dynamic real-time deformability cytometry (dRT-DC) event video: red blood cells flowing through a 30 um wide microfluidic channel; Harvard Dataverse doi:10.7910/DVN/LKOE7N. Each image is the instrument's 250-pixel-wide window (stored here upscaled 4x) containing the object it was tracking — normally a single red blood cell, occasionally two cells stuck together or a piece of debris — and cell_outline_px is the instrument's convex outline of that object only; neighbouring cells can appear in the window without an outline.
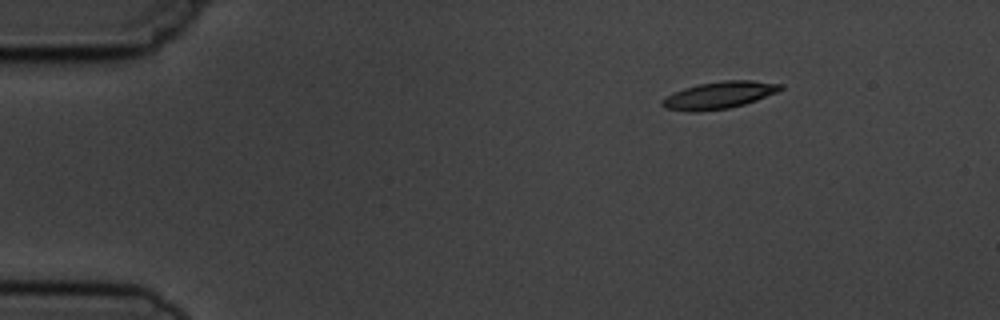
{"species": "common noctule bat (a hibernating species)", "species_latin": "Nyctalus noctula", "temperature_condition": "cold", "stored_images_in_passage": 9, "camera_frame_rate_fps": 3000, "um_per_image_px": 0.085, "animal": {"sex": "male", "body_mass_g": 19.5, "forearm_length_mm": 54.6}, "frame": {"image": 1, "passage_image": 1, "time_ms": 0.0, "image_size_px": [1000, 320], "cell_outline_px": [[784, 88], [776, 92], [756, 100], [744, 104], [728, 108], [696, 112], [688, 112], [664, 108], [660, 104], [660, 100], [684, 88], [700, 84], [724, 80], [752, 80], [784, 84]], "centroid_in_image_um": [61.12, 8.09], "position_along_channel_um": 23.9, "area_um2": 18.61}}
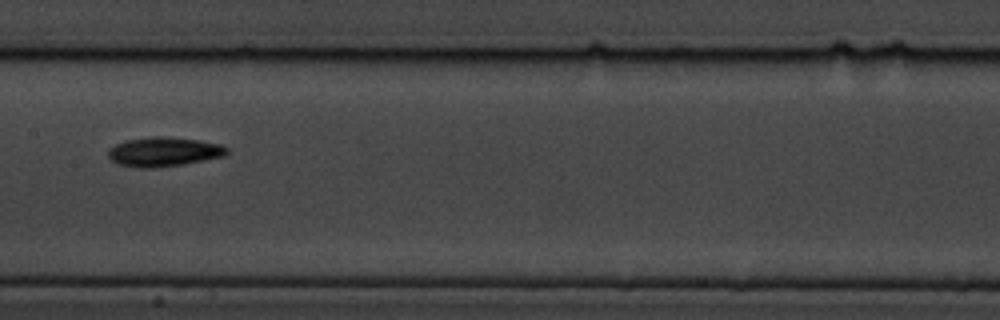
{"frame": {"image": 2, "passage_image": 6, "time_ms": 6.667, "image_size_px": [1000, 320], "cell_outline_px": [[228, 152], [224, 156], [184, 164], [152, 168], [144, 168], [120, 164], [112, 160], [108, 156], [108, 148], [116, 144], [128, 140], [152, 136], [160, 136], [200, 140], [220, 144], [228, 148]], "centroid_in_image_um": [13.94, 12.89], "position_along_channel_um": 193.5, "area_um2": 20.11}}
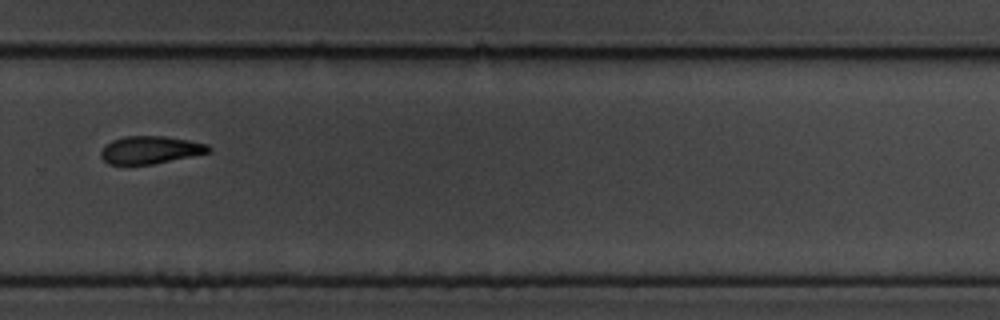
{"frame": {"image": 3, "passage_image": 9, "time_ms": 10.0, "image_size_px": [1000, 320], "cell_outline_px": [[212, 152], [152, 164], [108, 164], [100, 156], [100, 152], [104, 144], [112, 140], [124, 136], [164, 136], [188, 140], [208, 144], [212, 148]], "centroid_in_image_um": [12.77, 12.73], "position_along_channel_um": 317.0, "area_um2": 17.46}}